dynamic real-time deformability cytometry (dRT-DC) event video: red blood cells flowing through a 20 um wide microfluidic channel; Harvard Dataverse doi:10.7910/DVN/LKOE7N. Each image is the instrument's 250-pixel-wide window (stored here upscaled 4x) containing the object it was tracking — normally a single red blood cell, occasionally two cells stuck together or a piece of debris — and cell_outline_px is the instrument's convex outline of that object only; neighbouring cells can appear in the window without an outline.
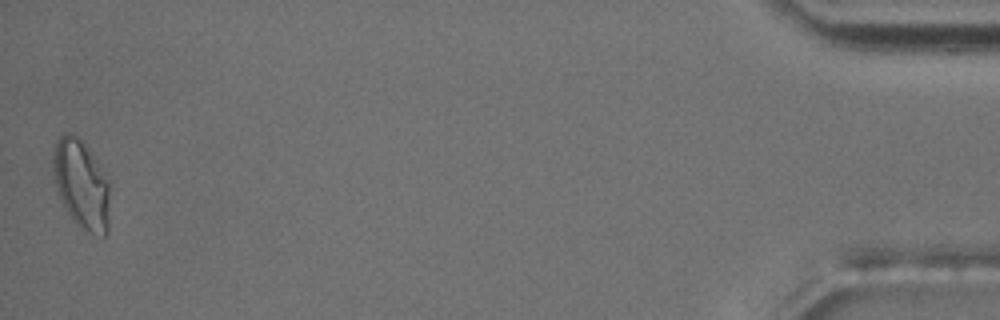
{"species": "common noctule bat (a hibernating species)", "species_latin": "Nyctalus noctula", "temperature_condition": "room temperature", "stored_images_in_passage": 52, "camera_frame_rate_fps": 3000, "um_per_image_px": 0.085, "animal": {"sex": "male", "body_mass_g": 17.5, "forearm_length_mm": 52.3}, "frame": {"image": 1, "passage_image": 52, "time_ms": 17.0, "image_size_px": [1000, 320], "cell_outline_px": [[108, 232], [104, 236], [84, 232], [72, 220], [60, 200], [52, 168], [52, 144], [64, 132], [72, 132], [84, 144], [96, 160], [104, 172], [108, 180]], "centroid_in_image_um": [6.87, 15.66], "position_along_channel_um": 428.3, "area_um2": 29.59}, "authors_computed_cell_mechanics": {"area_um2": 20.8658, "velocity_mm_per_s": 3.6645, "shape_relaxation_time_tau1_ms": 11.104, "shape_relaxation_time_tau2_ms": 3.1849, "deformation_change_tau1": 0.2449, "deformation_change_tau2": 0.0827}}